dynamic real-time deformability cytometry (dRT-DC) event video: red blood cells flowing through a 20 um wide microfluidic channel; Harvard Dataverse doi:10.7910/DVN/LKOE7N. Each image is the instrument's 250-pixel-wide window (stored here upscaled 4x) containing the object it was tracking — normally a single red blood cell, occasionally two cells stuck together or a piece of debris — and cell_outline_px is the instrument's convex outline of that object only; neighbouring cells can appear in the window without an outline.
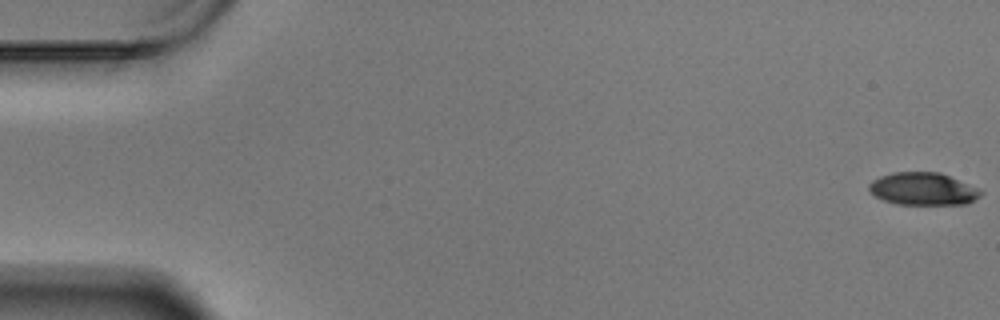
{"species": "Egyptian fruit bat (a non-hibernating species)", "species_latin": "Rousettus aegyptiacus", "temperature_condition": "warm", "stored_images_in_passage": 60, "camera_frame_rate_fps": 3000, "um_per_image_px": 0.085, "animal": {"sex": "male"}, "frame": {"image": 1, "passage_image": 1, "time_ms": 0.0, "image_size_px": [1000, 320], "cell_outline_px": [[984, 192], [980, 196], [968, 204], [896, 204], [884, 200], [876, 196], [868, 188], [868, 184], [872, 180], [880, 176], [892, 172], [940, 172], [980, 188]], "centroid_in_image_um": [78.49, 16.05], "position_along_channel_um": 6.5, "area_um2": 21.33}}
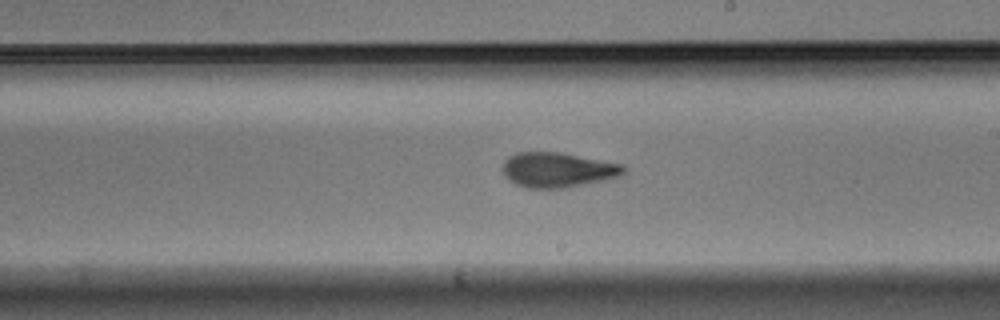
{"frame": {"image": 2, "passage_image": 35, "time_ms": 11.333, "image_size_px": [1000, 320], "cell_outline_px": [[628, 168], [620, 176], [560, 188], [528, 188], [516, 184], [508, 180], [504, 176], [500, 168], [504, 160], [508, 156], [516, 152], [560, 152], [624, 164]], "centroid_in_image_um": [47.35, 14.42], "position_along_channel_um": 241.7, "area_um2": 24.68}}
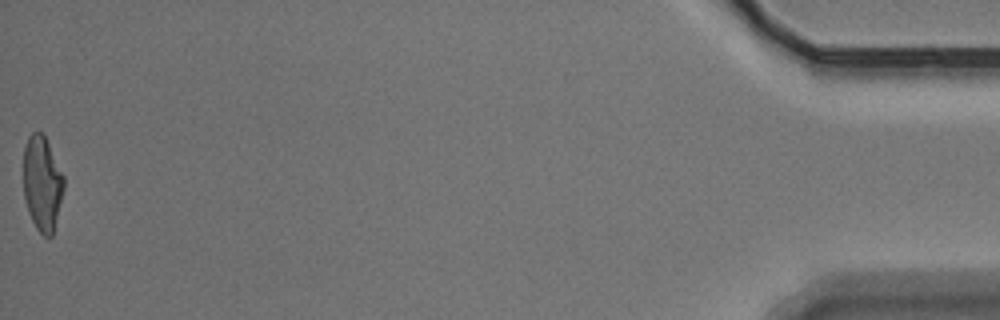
{"frame": {"image": 3, "passage_image": 60, "time_ms": 19.667, "image_size_px": [1000, 320], "cell_outline_px": [[64, 188], [52, 236], [44, 236], [36, 228], [28, 212], [24, 196], [24, 148], [28, 136], [32, 132], [40, 132], [44, 136], [64, 176]], "centroid_in_image_um": [3.58, 15.6], "position_along_channel_um": 431.6, "area_um2": 22.02}, "authors_computed_cell_mechanics": {"area_um2": 23.698, "velocity_mm_per_s": 3.4329, "shape_relaxation_time_tau1_ms": 6.3889, "shape_relaxation_time_tau2_ms": 1.8735, "deformation_change_tau1": 0.2139, "deformation_change_tau2": 0.0857}}